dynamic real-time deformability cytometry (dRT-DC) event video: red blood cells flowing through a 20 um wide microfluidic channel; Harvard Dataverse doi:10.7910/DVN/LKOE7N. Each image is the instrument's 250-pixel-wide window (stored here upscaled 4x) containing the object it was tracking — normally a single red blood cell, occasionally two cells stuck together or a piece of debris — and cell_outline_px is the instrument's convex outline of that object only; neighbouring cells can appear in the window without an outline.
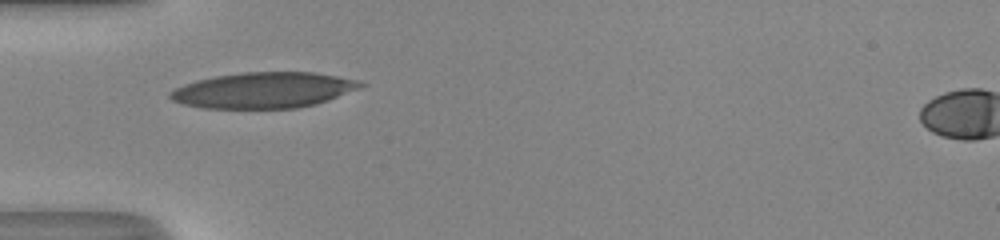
{"species": "human", "species_latin": "Homo sapiens", "temperature_condition": "room temperature", "stored_images_in_passage": 26, "camera_frame_rate_fps": 3000, "um_per_image_px": 0.085, "donor": {"sex": "male"}, "frame": {"image": 1, "passage_image": 1, "time_ms": 0.0, "image_size_px": [1000, 240], "cell_outline_px": [[368, 84], [360, 88], [328, 100], [316, 104], [296, 108], [204, 108], [184, 104], [172, 100], [168, 96], [168, 92], [184, 84], [196, 80], [216, 76], [244, 72], [316, 72], [360, 80]], "centroid_in_image_um": [22.44, 7.66], "position_along_channel_um": 62.6, "area_um2": 39.77}}
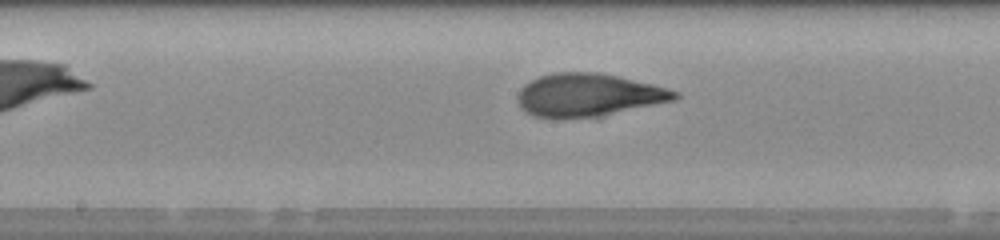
{"frame": {"image": 2, "passage_image": 11, "time_ms": 3.333, "image_size_px": [1000, 240], "cell_outline_px": [[680, 96], [676, 100], [596, 116], [532, 116], [524, 112], [520, 108], [520, 88], [524, 84], [540, 76], [556, 72], [596, 72], [616, 76], [668, 88], [680, 92]], "centroid_in_image_um": [50.04, 8.05], "position_along_channel_um": 198.2, "area_um2": 38.26}}
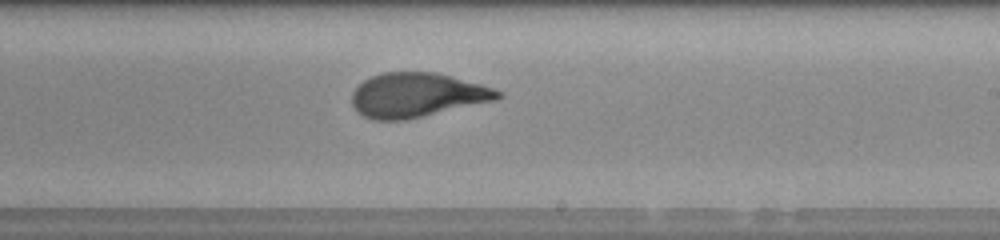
{"frame": {"image": 3, "passage_image": 15, "time_ms": 4.667, "image_size_px": [1000, 240], "cell_outline_px": [[504, 96], [496, 100], [404, 120], [376, 120], [364, 116], [356, 112], [352, 104], [352, 92], [364, 80], [380, 72], [436, 72], [480, 84], [504, 92]], "centroid_in_image_um": [35.43, 8.08], "position_along_channel_um": 253.6, "area_um2": 37.57}, "authors_computed_cell_mechanics": {"area_um2": 38.1191, "velocity_mm_per_s": 4.161, "shape_relaxation_time_tau1_ms": 9.9905, "shape_relaxation_time_tau2_ms": 0.7272, "deformation_change_tau1": 0.3645, "deformation_change_tau2": 0.063}}